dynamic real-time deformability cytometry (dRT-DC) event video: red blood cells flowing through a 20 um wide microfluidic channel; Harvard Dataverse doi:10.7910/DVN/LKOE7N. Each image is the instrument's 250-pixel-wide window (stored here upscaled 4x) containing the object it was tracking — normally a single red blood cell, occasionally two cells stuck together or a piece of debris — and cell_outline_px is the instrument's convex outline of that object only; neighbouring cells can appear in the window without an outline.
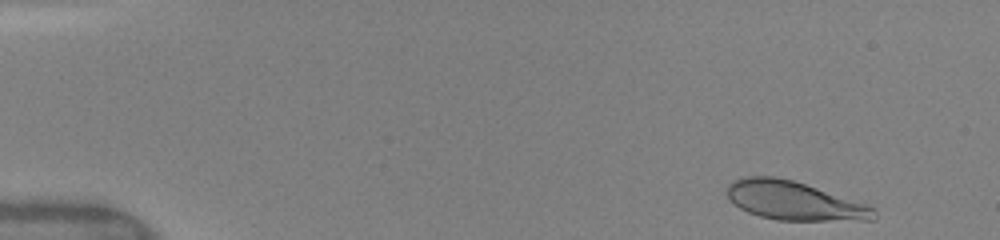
{"species": "human", "species_latin": "Homo sapiens", "temperature_condition": "warm", "stored_images_in_passage": 5, "camera_frame_rate_fps": 3000, "um_per_image_px": 0.085, "donor": {"sex": "female"}, "frame": {"image": 1, "passage_image": 1, "time_ms": 0.0, "image_size_px": [1000, 240], "cell_outline_px": [[876, 216], [872, 220], [776, 220], [760, 216], [748, 212], [740, 208], [728, 200], [728, 184], [736, 180], [748, 176], [776, 176], [792, 180], [816, 188], [872, 208], [876, 212]], "centroid_in_image_um": [67.4, 17.07], "position_along_channel_um": 17.6, "area_um2": 32.25}}
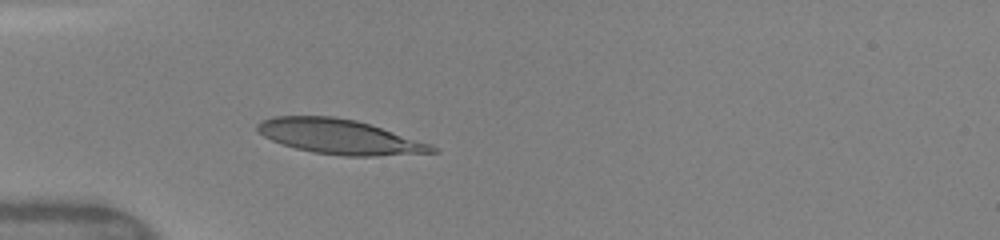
{"frame": {"image": 2, "passage_image": 5, "time_ms": 3.667, "image_size_px": [1000, 240], "cell_outline_px": [[440, 152], [376, 156], [344, 156], [312, 152], [296, 148], [272, 140], [264, 136], [256, 128], [256, 124], [260, 120], [272, 116], [332, 116], [356, 120], [432, 144]], "centroid_in_image_um": [28.85, 11.62], "position_along_channel_um": 56.1, "area_um2": 35.26}}